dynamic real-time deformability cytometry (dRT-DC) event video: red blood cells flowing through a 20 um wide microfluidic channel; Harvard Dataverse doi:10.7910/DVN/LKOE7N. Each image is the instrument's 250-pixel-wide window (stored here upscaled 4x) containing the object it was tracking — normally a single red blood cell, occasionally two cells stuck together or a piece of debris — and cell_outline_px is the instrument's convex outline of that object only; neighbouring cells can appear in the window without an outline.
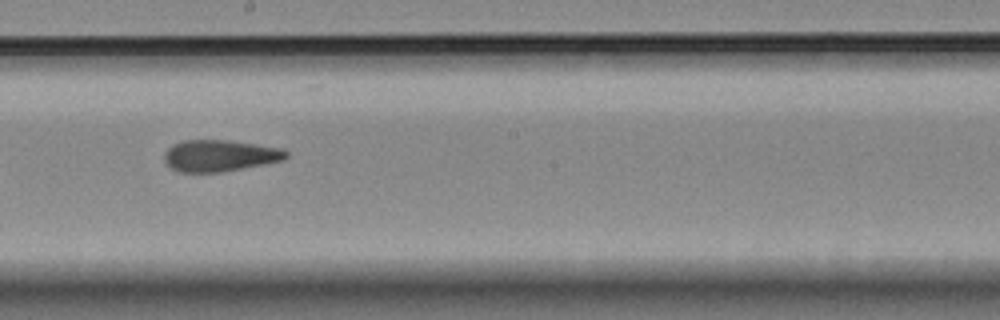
{"species": "Egyptian fruit bat (a non-hibernating species)", "species_latin": "Rousettus aegyptiacus", "temperature_condition": "room temperature", "stored_images_in_passage": 8, "camera_frame_rate_fps": 3000, "um_per_image_px": 0.085, "animal": {"sex": "female"}, "frame": {"image": 1, "passage_image": 6, "time_ms": 5.667, "image_size_px": [1000, 320], "cell_outline_px": [[288, 156], [284, 160], [224, 172], [180, 172], [168, 168], [164, 164], [164, 152], [172, 144], [184, 140], [228, 140], [284, 148], [288, 152]], "centroid_in_image_um": [18.66, 13.23], "position_along_channel_um": 229.5, "area_um2": 22.77}}
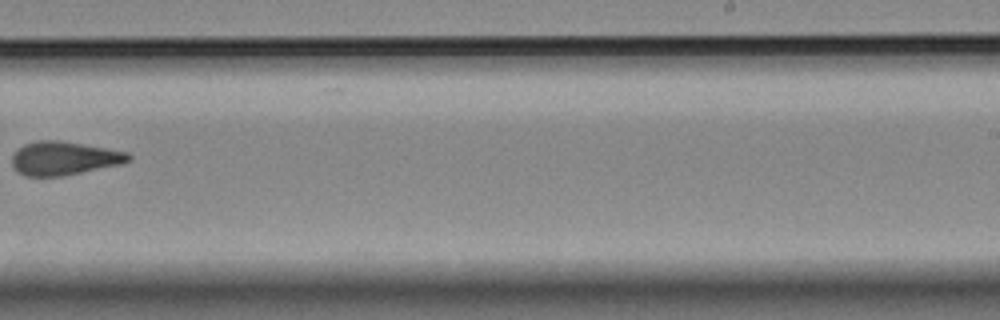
{"frame": {"image": 2, "passage_image": 7, "time_ms": 7.0, "image_size_px": [1000, 320], "cell_outline_px": [[132, 160], [124, 164], [60, 176], [24, 176], [16, 172], [12, 164], [12, 156], [24, 144], [36, 140], [60, 140], [128, 152], [132, 156]], "centroid_in_image_um": [5.46, 13.45], "position_along_channel_um": 283.5, "area_um2": 22.89}}
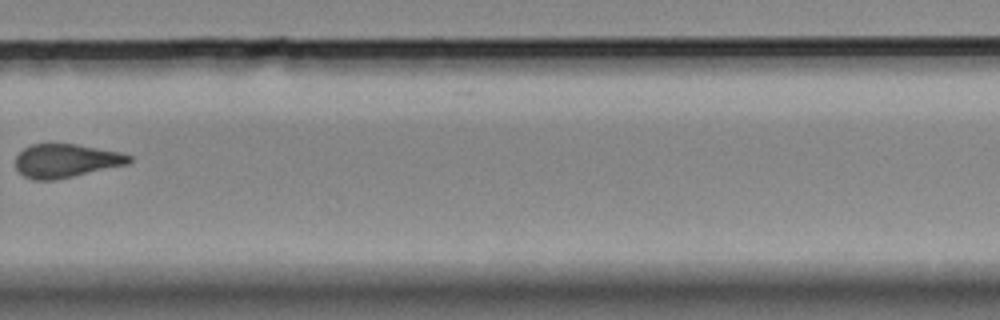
{"frame": {"image": 3, "passage_image": 8, "time_ms": 8.0, "image_size_px": [1000, 320], "cell_outline_px": [[132, 160], [128, 164], [56, 180], [32, 180], [24, 176], [16, 168], [16, 156], [24, 148], [32, 144], [76, 144], [120, 152], [132, 156]], "centroid_in_image_um": [5.61, 13.67], "position_along_channel_um": 324.2, "area_um2": 22.2}}